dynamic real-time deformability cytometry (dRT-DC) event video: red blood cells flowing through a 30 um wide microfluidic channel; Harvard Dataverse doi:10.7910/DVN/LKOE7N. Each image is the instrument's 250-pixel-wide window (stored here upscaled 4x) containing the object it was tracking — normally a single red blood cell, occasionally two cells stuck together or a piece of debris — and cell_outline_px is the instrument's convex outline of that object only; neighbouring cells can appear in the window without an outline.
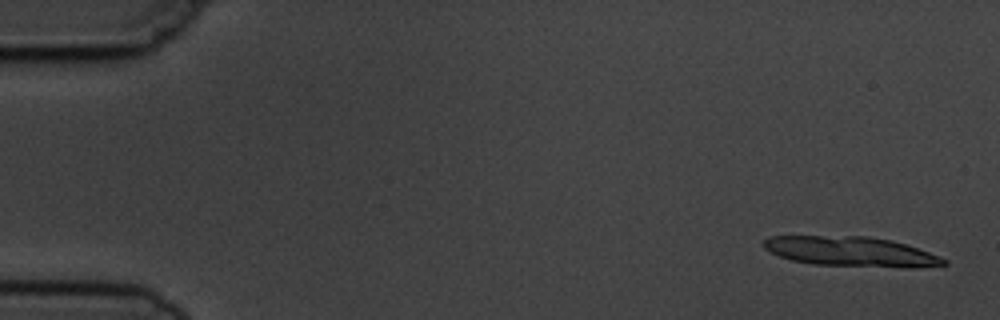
{"species": "common noctule bat (a hibernating species)", "species_latin": "Nyctalus noctula", "temperature_condition": "cold", "stored_images_in_passage": 4, "camera_frame_rate_fps": 3000, "um_per_image_px": 0.085, "animal": {"sex": "male", "body_mass_g": 19.5, "forearm_length_mm": 54.6}, "frame": {"image": 1, "passage_image": 1, "time_ms": 0.0, "image_size_px": [1000, 320], "cell_outline_px": [[948, 264], [916, 268], [904, 268], [812, 264], [792, 260], [780, 256], [764, 248], [764, 240], [768, 236], [868, 236], [892, 240], [928, 252], [948, 260]], "centroid_in_image_um": [72.36, 21.39], "position_along_channel_um": 12.6, "area_um2": 31.27}}